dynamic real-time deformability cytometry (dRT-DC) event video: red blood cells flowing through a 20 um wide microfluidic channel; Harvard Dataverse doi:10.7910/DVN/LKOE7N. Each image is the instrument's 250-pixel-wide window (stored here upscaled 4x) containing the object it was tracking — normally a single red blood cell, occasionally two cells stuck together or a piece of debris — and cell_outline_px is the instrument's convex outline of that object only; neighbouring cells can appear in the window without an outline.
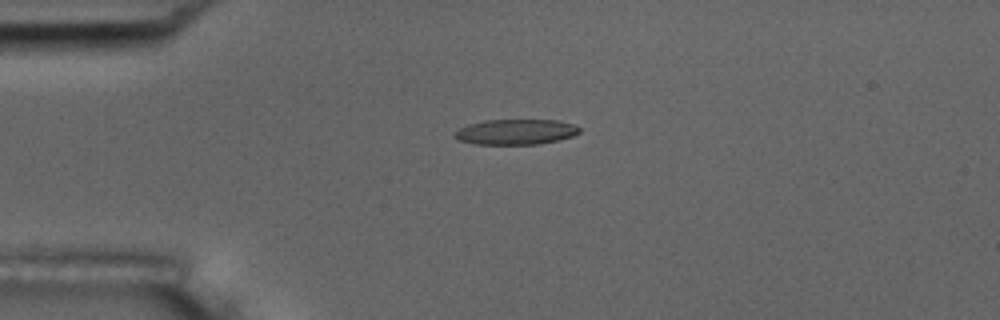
{"species": "common noctule bat (a hibernating species)", "species_latin": "Nyctalus noctula", "temperature_condition": "room temperature", "stored_images_in_passage": 44, "camera_frame_rate_fps": 3000, "um_per_image_px": 0.085, "animal": {"sex": "male", "body_mass_g": 17.5, "forearm_length_mm": 52.3}, "frame": {"image": 1, "passage_image": 3, "time_ms": 0.667, "image_size_px": [1000, 320], "cell_outline_px": [[580, 132], [572, 136], [560, 140], [540, 144], [476, 144], [460, 140], [452, 136], [452, 132], [468, 124], [484, 120], [556, 120], [572, 124], [580, 128]], "centroid_in_image_um": [43.82, 11.21], "position_along_channel_um": 41.2, "area_um2": 18.5}}
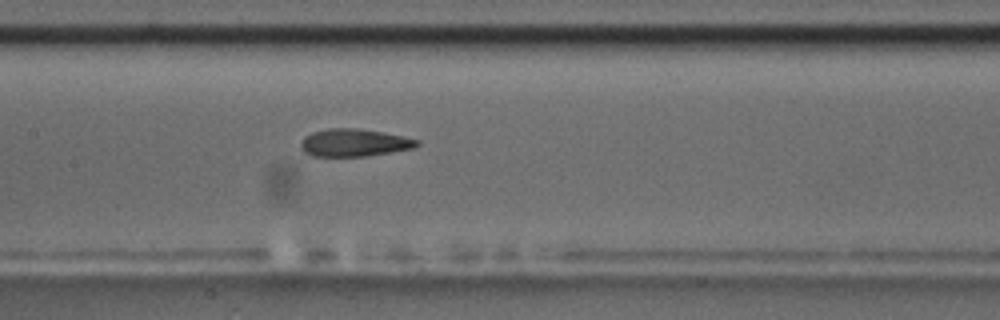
{"frame": {"image": 2, "passage_image": 16, "time_ms": 5.0, "image_size_px": [1000, 320], "cell_outline_px": [[420, 144], [412, 148], [364, 156], [312, 156], [304, 152], [300, 148], [300, 144], [304, 136], [312, 132], [328, 128], [356, 128], [384, 132], [404, 136], [420, 140]], "centroid_in_image_um": [30.08, 12.12], "position_along_channel_um": 177.3, "area_um2": 18.67}}
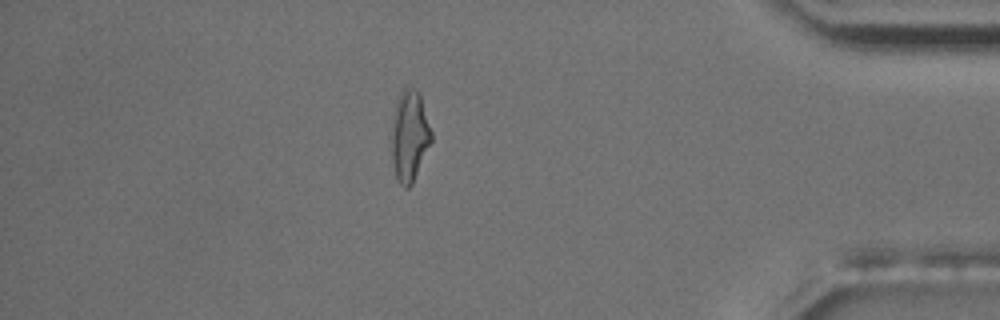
{"frame": {"image": 3, "passage_image": 37, "time_ms": 12.0, "image_size_px": [1000, 320], "cell_outline_px": [[432, 140], [412, 184], [408, 188], [404, 188], [396, 180], [392, 160], [392, 116], [396, 100], [400, 92], [404, 88], [408, 88], [416, 92], [420, 96], [432, 132]], "centroid_in_image_um": [34.79, 11.59], "position_along_channel_um": 400.4, "area_um2": 20.92}, "authors_computed_cell_mechanics": {"area_um2": 19.1607, "velocity_mm_per_s": 3.7223, "shape_relaxation_time_tau1_ms": 5.8571, "shape_relaxation_time_tau2_ms": 2.3598, "deformation_change_tau1": 0.1885, "deformation_change_tau2": 0.0968}}